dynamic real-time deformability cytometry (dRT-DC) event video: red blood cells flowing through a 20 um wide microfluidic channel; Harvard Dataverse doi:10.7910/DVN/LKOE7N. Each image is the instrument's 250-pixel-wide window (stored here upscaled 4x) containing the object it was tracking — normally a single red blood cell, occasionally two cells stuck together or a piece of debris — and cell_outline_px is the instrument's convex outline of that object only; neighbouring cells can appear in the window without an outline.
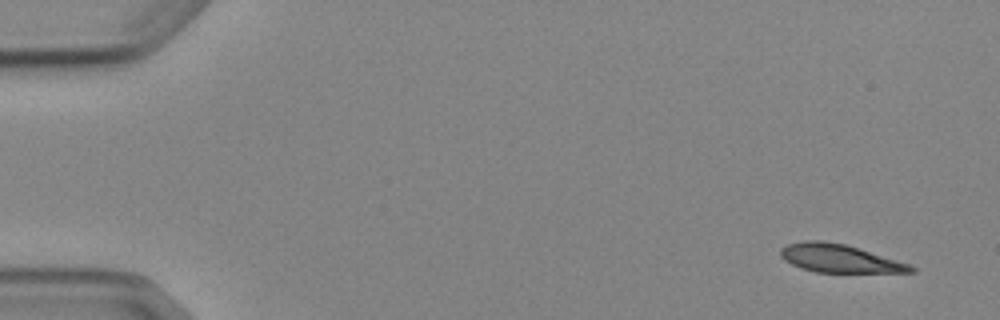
{"species": "Egyptian fruit bat (a non-hibernating species)", "species_latin": "Rousettus aegyptiacus", "temperature_condition": "cold", "stored_images_in_passage": 7, "camera_frame_rate_fps": 3000, "um_per_image_px": 0.085, "animal": {"sex": "female"}, "frame": {"image": 1, "passage_image": 1, "time_ms": 0.0, "image_size_px": [1000, 320], "cell_outline_px": [[916, 272], [816, 272], [792, 264], [784, 260], [780, 256], [780, 248], [788, 244], [804, 240], [820, 240], [844, 244], [912, 264], [916, 268]], "centroid_in_image_um": [71.37, 21.96], "position_along_channel_um": 13.6, "area_um2": 21.21}}
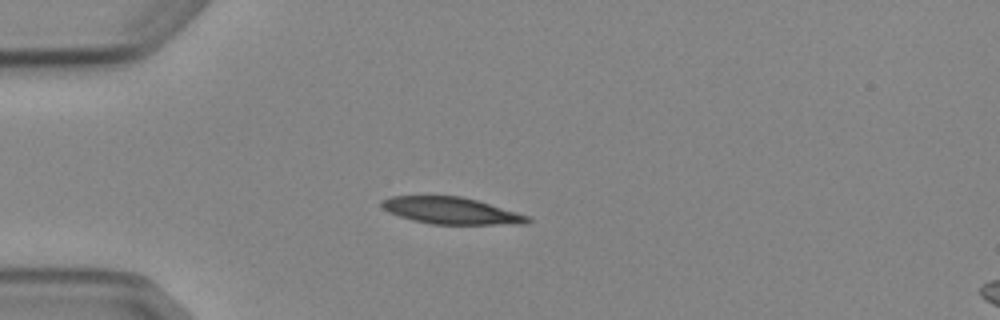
{"frame": {"image": 2, "passage_image": 4, "time_ms": 3.667, "image_size_px": [1000, 320], "cell_outline_px": [[532, 220], [524, 224], [432, 224], [412, 220], [388, 212], [380, 204], [380, 200], [392, 196], [460, 196], [476, 200], [516, 212], [528, 216]], "centroid_in_image_um": [38.31, 17.91], "position_along_channel_um": 46.7, "area_um2": 22.54}}
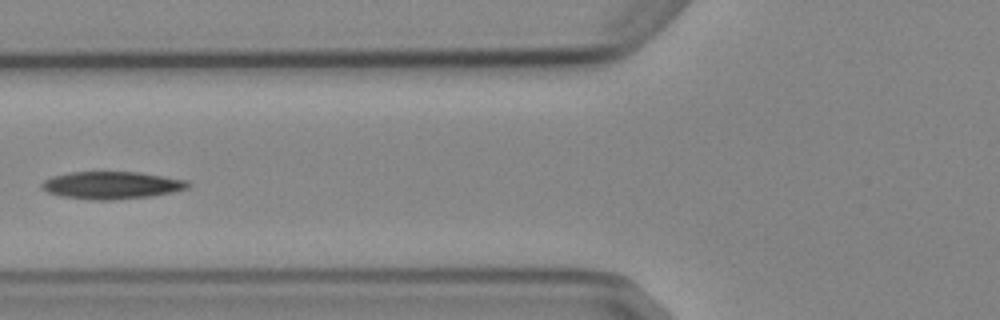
{"frame": {"image": 3, "passage_image": 6, "time_ms": 6.0, "image_size_px": [1000, 320], "cell_outline_px": [[192, 184], [188, 188], [172, 192], [152, 196], [112, 200], [92, 200], [60, 196], [48, 192], [40, 188], [40, 184], [44, 180], [52, 176], [72, 172], [140, 172], [188, 180]], "centroid_in_image_um": [9.5, 15.74], "position_along_channel_um": 116.3, "area_um2": 23.58}}